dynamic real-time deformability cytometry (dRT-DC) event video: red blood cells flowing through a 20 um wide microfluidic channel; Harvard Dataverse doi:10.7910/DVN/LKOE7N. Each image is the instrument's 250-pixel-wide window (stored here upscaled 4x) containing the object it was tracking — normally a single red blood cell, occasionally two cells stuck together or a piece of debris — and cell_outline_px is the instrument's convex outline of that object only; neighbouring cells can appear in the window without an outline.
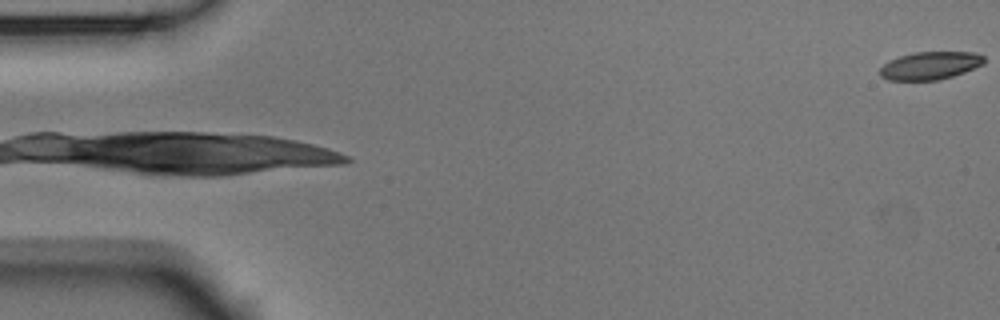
{"species": "Egyptian fruit bat (a non-hibernating species)", "species_latin": "Rousettus aegyptiacus", "temperature_condition": "room temperature", "stored_images_in_passage": 4, "camera_frame_rate_fps": 3000, "um_per_image_px": 0.085, "animal": {"sex": "male"}, "frame": {"image": 1, "passage_image": 4, "time_ms": 1.0, "image_size_px": [1000, 320], "cell_outline_px": [[984, 64], [964, 72], [940, 80], [888, 80], [880, 76], [880, 68], [884, 64], [900, 56], [912, 52], [976, 52], [984, 56]], "centroid_in_image_um": [79.08, 5.57], "position_along_channel_um": 5.9, "area_um2": 16.88}}